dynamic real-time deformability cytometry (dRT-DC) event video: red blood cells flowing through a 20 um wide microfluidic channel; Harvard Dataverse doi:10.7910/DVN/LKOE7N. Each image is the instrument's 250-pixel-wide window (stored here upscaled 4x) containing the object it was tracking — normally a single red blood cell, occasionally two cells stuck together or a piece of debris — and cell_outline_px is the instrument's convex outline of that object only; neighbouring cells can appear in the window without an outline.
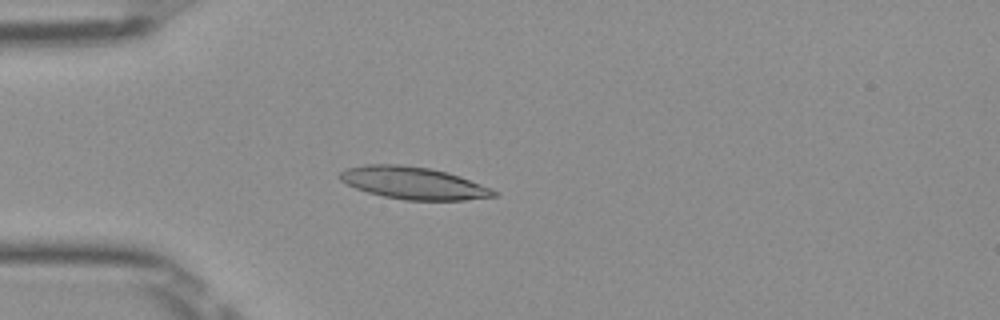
{"species": "Egyptian fruit bat (a non-hibernating species)", "species_latin": "Rousettus aegyptiacus", "temperature_condition": "room temperature", "stored_images_in_passage": 44, "camera_frame_rate_fps": 3000, "um_per_image_px": 0.085, "frame": {"image": 1, "passage_image": 7, "time_ms": 2.0, "image_size_px": [1000, 320], "cell_outline_px": [[496, 196], [464, 200], [404, 200], [384, 196], [368, 192], [356, 188], [340, 180], [336, 176], [344, 168], [364, 164], [400, 164], [428, 168], [448, 172], [492, 188], [496, 192]], "centroid_in_image_um": [35.09, 15.54], "position_along_channel_um": 49.9, "area_um2": 28.96}}
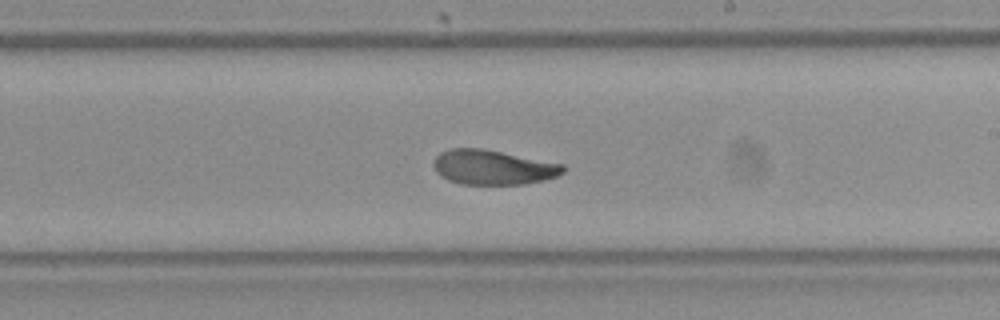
{"frame": {"image": 2, "passage_image": 23, "time_ms": 7.333, "image_size_px": [1000, 320], "cell_outline_px": [[564, 172], [556, 176], [544, 180], [524, 184], [460, 184], [448, 180], [440, 176], [436, 172], [432, 164], [436, 156], [440, 152], [452, 148], [484, 148], [564, 164]], "centroid_in_image_um": [41.88, 14.21], "position_along_channel_um": 247.1, "area_um2": 26.36}}
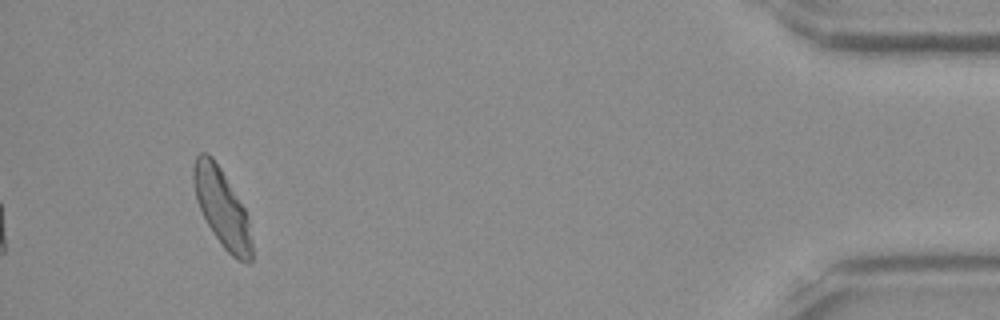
{"frame": {"image": 3, "passage_image": 41, "time_ms": 13.333, "image_size_px": [1000, 320], "cell_outline_px": [[252, 260], [248, 264], [232, 256], [224, 248], [208, 224], [196, 200], [192, 176], [192, 168], [196, 156], [200, 152], [208, 152], [212, 156], [220, 168], [244, 208], [248, 216], [252, 240]], "centroid_in_image_um": [18.86, 17.65], "position_along_channel_um": 416.3, "area_um2": 26.24}, "authors_computed_cell_mechanics": {"area_um2": 26.9926, "velocity_mm_per_s": 3.9463, "shape_relaxation_time_tau1_ms": 5.1192, "shape_relaxation_time_tau2_ms": 1.7551, "deformation_change_tau1": 0.2006, "deformation_change_tau2": 0.0706}}